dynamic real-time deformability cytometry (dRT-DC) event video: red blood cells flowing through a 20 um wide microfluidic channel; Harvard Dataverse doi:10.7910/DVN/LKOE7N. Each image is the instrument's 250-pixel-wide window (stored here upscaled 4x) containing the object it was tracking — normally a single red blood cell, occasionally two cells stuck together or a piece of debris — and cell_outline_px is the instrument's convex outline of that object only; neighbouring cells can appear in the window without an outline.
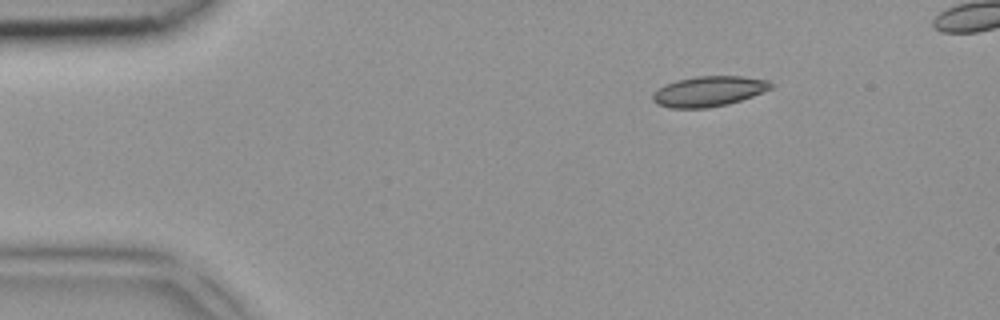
{"species": "common noctule bat (a hibernating species)", "species_latin": "Nyctalus noctula", "temperature_condition": "room temperature", "stored_images_in_passage": 2, "camera_frame_rate_fps": 3000, "um_per_image_px": 0.085, "animal": {"sex": "female", "body_mass_g": 18.4}, "frame": {"image": 1, "passage_image": 2, "time_ms": 0.333, "image_size_px": [1000, 320], "cell_outline_px": [[772, 88], [752, 96], [728, 104], [708, 108], [672, 108], [656, 104], [652, 100], [652, 96], [664, 84], [676, 80], [696, 76], [740, 76], [768, 80], [772, 84]], "centroid_in_image_um": [60.23, 7.76], "position_along_channel_um": 24.8, "area_um2": 20.75}}